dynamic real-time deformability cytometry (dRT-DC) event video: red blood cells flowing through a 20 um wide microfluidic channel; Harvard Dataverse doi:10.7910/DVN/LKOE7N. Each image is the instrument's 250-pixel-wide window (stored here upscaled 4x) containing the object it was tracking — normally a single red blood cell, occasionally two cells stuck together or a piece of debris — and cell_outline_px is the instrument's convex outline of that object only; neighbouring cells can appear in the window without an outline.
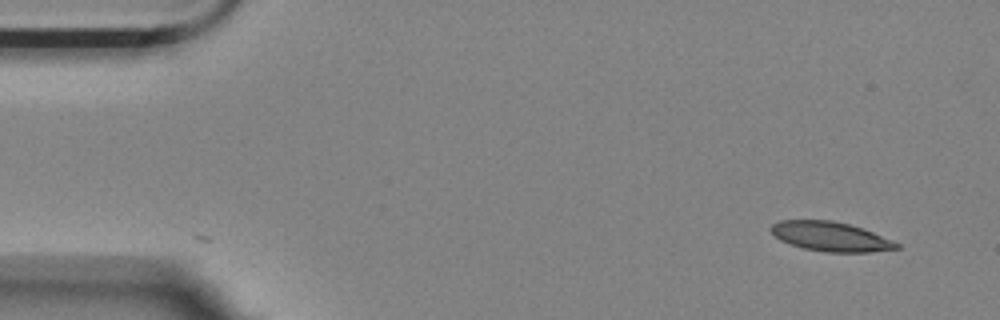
{"species": "Egyptian fruit bat (a non-hibernating species)", "species_latin": "Rousettus aegyptiacus", "temperature_condition": "room temperature", "stored_images_in_passage": 2, "camera_frame_rate_fps": 3000, "um_per_image_px": 0.085, "animal": {"sex": "female"}, "frame": {"image": 1, "passage_image": 1, "time_ms": 0.0, "image_size_px": [1000, 320], "cell_outline_px": [[900, 248], [868, 252], [824, 252], [804, 248], [780, 240], [768, 228], [772, 224], [780, 220], [832, 220], [864, 228], [892, 240], [900, 244]], "centroid_in_image_um": [70.6, 20.1], "position_along_channel_um": 14.4, "area_um2": 21.5}}